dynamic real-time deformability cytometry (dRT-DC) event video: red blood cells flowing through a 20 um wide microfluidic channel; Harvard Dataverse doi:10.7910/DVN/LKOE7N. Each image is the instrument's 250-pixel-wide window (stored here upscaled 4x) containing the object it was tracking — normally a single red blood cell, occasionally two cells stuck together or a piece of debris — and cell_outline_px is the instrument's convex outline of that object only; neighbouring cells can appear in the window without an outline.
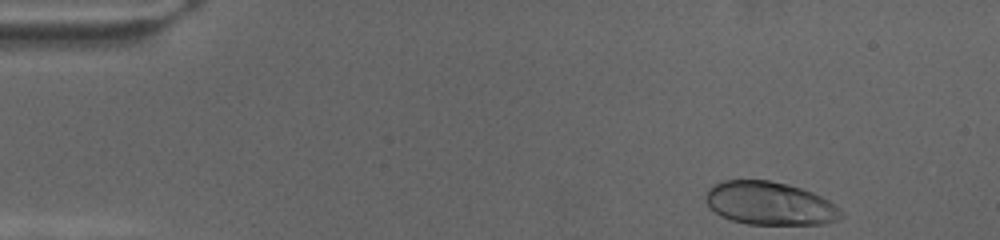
{"species": "human", "species_latin": "Homo sapiens", "temperature_condition": "cold", "stored_images_in_passage": 51, "camera_frame_rate_fps": 3000, "um_per_image_px": 0.085, "donor": {"sex": "female"}, "frame": {"image": 1, "passage_image": 1, "time_ms": 0.0, "image_size_px": [1000, 240], "cell_outline_px": [[844, 216], [836, 220], [824, 224], [748, 224], [732, 220], [720, 216], [704, 200], [704, 196], [708, 188], [712, 184], [724, 180], [768, 180], [788, 184], [812, 192], [828, 200], [840, 208], [844, 212]], "centroid_in_image_um": [65.42, 17.28], "position_along_channel_um": 19.6, "area_um2": 34.22}}
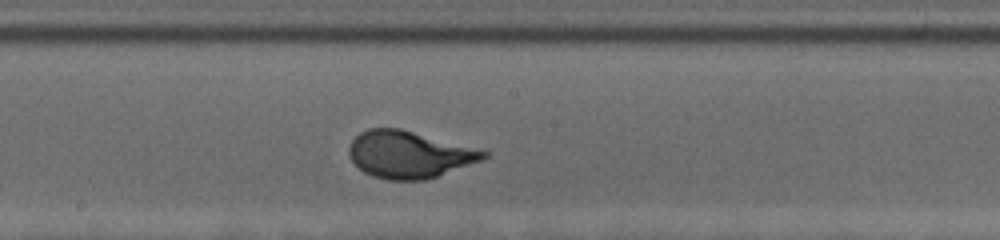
{"frame": {"image": 2, "passage_image": 32, "time_ms": 10.333, "image_size_px": [1000, 240], "cell_outline_px": [[492, 152], [484, 160], [424, 180], [388, 180], [372, 176], [364, 172], [352, 160], [348, 152], [348, 148], [352, 140], [360, 132], [368, 128], [400, 128]], "centroid_in_image_um": [34.79, 13.13], "position_along_channel_um": 213.4, "area_um2": 36.88}}
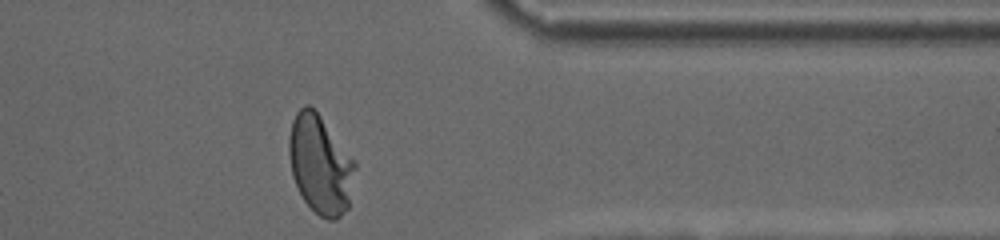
{"frame": {"image": 3, "passage_image": 51, "time_ms": 16.667, "image_size_px": [1000, 240], "cell_outline_px": [[356, 168], [348, 208], [336, 220], [328, 220], [320, 216], [304, 200], [292, 176], [288, 152], [288, 140], [292, 120], [296, 112], [304, 104], [308, 104], [320, 116], [356, 160]], "centroid_in_image_um": [27.23, 13.98], "position_along_channel_um": 384.2, "area_um2": 38.03}}